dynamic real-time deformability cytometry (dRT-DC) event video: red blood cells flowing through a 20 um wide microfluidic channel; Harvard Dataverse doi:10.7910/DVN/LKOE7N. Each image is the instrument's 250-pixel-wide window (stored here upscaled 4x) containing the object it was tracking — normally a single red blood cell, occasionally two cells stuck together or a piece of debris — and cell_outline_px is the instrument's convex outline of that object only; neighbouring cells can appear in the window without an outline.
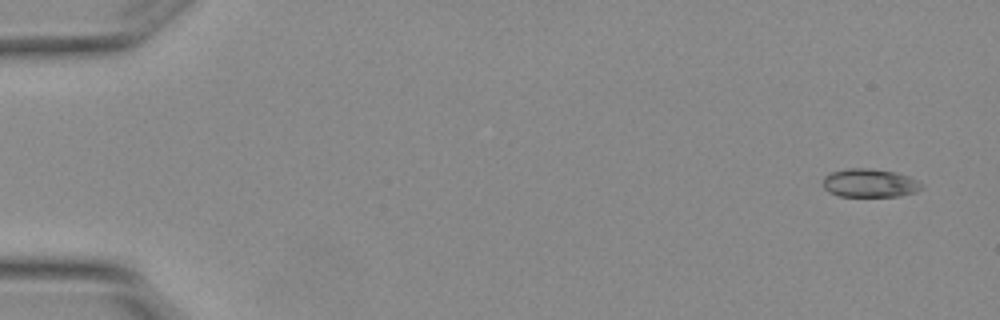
{"species": "Egyptian fruit bat (a non-hibernating species)", "species_latin": "Rousettus aegyptiacus", "temperature_condition": "warm", "stored_images_in_passage": 5, "camera_frame_rate_fps": 3000, "um_per_image_px": 0.085, "animal": {"sex": "female"}, "frame": {"image": 1, "passage_image": 1, "time_ms": 0.0, "image_size_px": [1000, 320], "cell_outline_px": [[924, 188], [916, 192], [900, 196], [840, 196], [828, 192], [824, 188], [824, 176], [832, 172], [848, 168], [868, 168], [896, 172], [908, 176], [924, 184]], "centroid_in_image_um": [73.96, 15.56], "position_along_channel_um": 11.0, "area_um2": 16.42}}
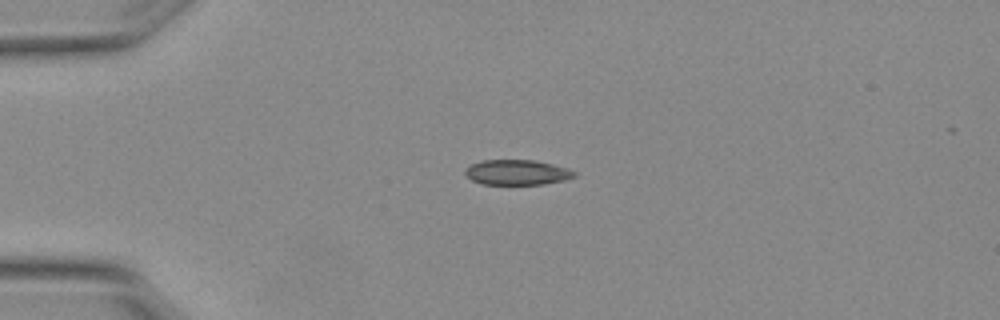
{"frame": {"image": 2, "passage_image": 4, "time_ms": 1.0, "image_size_px": [1000, 320], "cell_outline_px": [[576, 176], [564, 180], [544, 184], [480, 184], [472, 180], [464, 172], [464, 168], [480, 160], [536, 160], [568, 168], [576, 172]], "centroid_in_image_um": [43.94, 14.64], "position_along_channel_um": 41.1, "area_um2": 16.07}}